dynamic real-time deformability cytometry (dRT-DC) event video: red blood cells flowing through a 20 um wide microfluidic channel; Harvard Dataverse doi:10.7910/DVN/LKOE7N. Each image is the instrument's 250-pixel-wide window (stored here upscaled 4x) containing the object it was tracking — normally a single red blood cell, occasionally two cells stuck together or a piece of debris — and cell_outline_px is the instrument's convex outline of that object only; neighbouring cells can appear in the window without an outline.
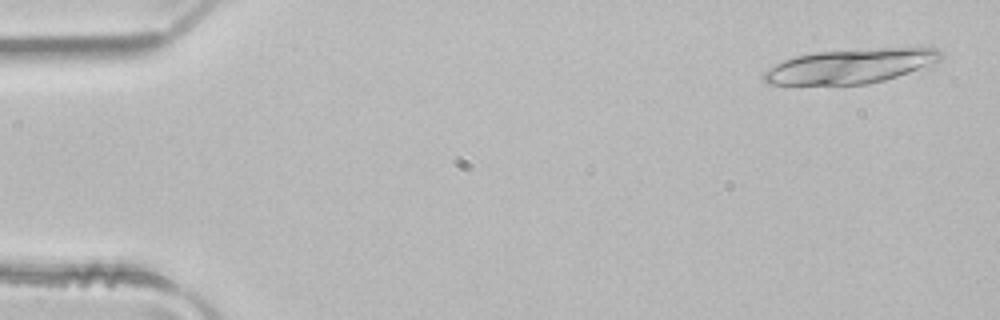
{"species": "common noctule bat (a hibernating species)", "species_latin": "Nyctalus noctula", "temperature_condition": "room temperature", "stored_images_in_passage": 4, "camera_frame_rate_fps": 3000, "um_per_image_px": 0.085, "animal": {"sex": "male", "body_mass_g": 21.5, "forearm_length_mm": 52.0}, "frame": {"image": 1, "passage_image": 1, "time_ms": 0.0, "image_size_px": [1000, 320], "cell_outline_px": [[944, 52], [940, 60], [908, 72], [884, 80], [868, 84], [764, 84], [764, 72], [776, 64], [784, 60], [796, 56], [816, 52], [916, 44], [920, 44], [936, 48]], "centroid_in_image_um": [72.43, 5.56], "position_along_channel_um": 12.6, "area_um2": 36.18}}